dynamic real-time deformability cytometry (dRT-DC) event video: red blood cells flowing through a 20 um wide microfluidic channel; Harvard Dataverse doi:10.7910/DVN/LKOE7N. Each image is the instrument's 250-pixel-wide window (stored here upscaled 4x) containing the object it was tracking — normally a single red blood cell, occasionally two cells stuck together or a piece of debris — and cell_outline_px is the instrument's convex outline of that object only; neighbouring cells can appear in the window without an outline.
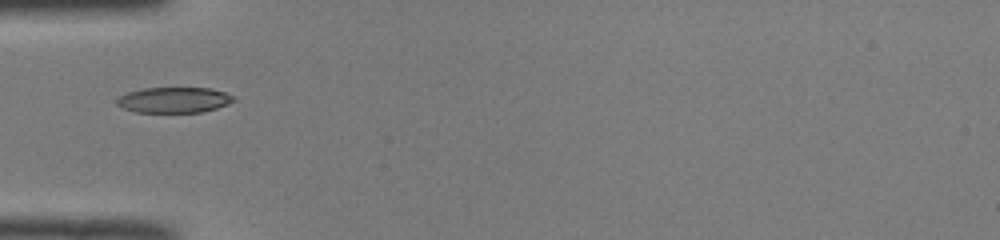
{"species": "common noctule bat (a hibernating species)", "species_latin": "Nyctalus noctula", "temperature_condition": "room temperature", "stored_images_in_passage": 34, "camera_frame_rate_fps": 3000, "um_per_image_px": 0.085, "animal": {"sex": "male", "body_mass_g": 19.0, "forearm_length_mm": 50.8}, "frame": {"image": 1, "passage_image": 1, "time_ms": 0.0, "image_size_px": [1000, 240], "cell_outline_px": [[236, 100], [228, 104], [204, 112], [136, 112], [124, 108], [116, 104], [116, 100], [120, 96], [128, 92], [144, 88], [208, 88], [224, 92], [232, 96]], "centroid_in_image_um": [14.79, 8.5], "position_along_channel_um": 70.2, "area_um2": 17.28}}
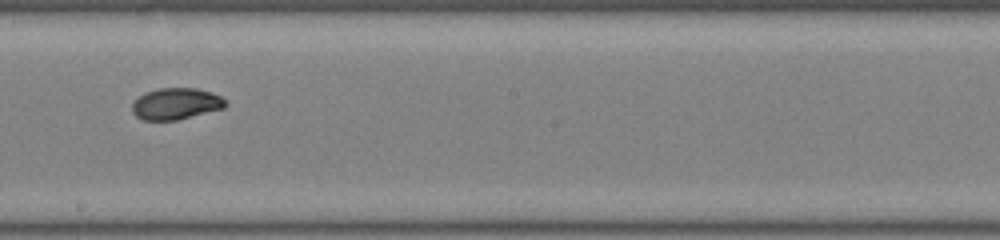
{"frame": {"image": 2, "passage_image": 13, "time_ms": 4.0, "image_size_px": [1000, 240], "cell_outline_px": [[228, 104], [224, 108], [176, 120], [144, 120], [136, 116], [132, 112], [132, 104], [144, 92], [160, 88], [196, 88], [212, 92], [220, 96]], "centroid_in_image_um": [14.96, 8.81], "position_along_channel_um": 233.2, "area_um2": 17.05}}
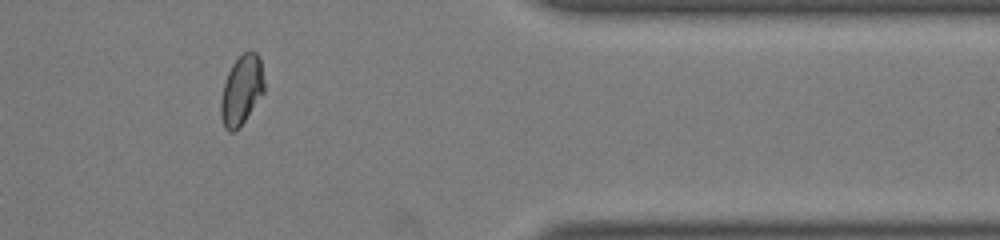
{"frame": {"image": 3, "passage_image": 26, "time_ms": 8.333, "image_size_px": [1000, 240], "cell_outline_px": [[264, 92], [244, 120], [232, 132], [228, 132], [224, 128], [220, 116], [220, 100], [224, 84], [228, 72], [232, 64], [244, 52], [256, 52], [260, 56], [264, 80]], "centroid_in_image_um": [20.52, 7.65], "position_along_channel_um": 390.9, "area_um2": 17.4}, "authors_computed_cell_mechanics": {"area_um2": 17.3978, "velocity_mm_per_s": 4.0851, "shape_relaxation_time_tau1_ms": 5.6725, "shape_relaxation_time_tau2_ms": 0.8741, "deformation_change_tau1": 0.1734, "deformation_change_tau2": 0.0419}}